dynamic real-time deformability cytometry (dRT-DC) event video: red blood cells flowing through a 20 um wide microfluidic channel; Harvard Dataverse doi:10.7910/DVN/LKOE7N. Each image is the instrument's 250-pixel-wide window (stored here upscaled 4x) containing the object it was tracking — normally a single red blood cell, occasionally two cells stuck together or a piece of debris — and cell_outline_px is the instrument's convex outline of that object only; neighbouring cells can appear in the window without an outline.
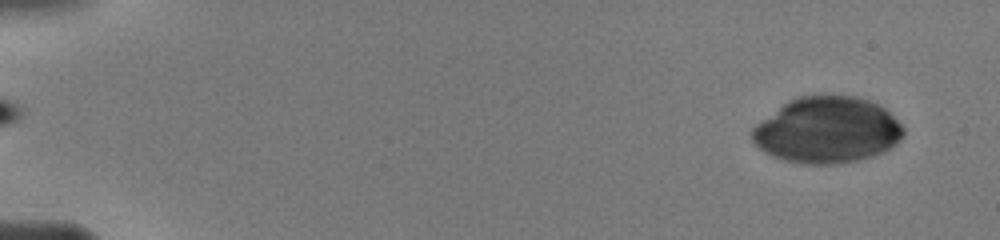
{"species": "human", "species_latin": "Homo sapiens", "temperature_condition": "warm", "stored_images_in_passage": 67, "camera_frame_rate_fps": 3000, "um_per_image_px": 0.085, "donor": {"sex": "male"}, "frame": {"image": 1, "passage_image": 8, "time_ms": 1.0, "image_size_px": [1000, 240], "cell_outline_px": [[904, 136], [896, 144], [884, 152], [860, 160], [840, 164], [800, 164], [784, 160], [772, 156], [764, 152], [752, 140], [752, 128], [788, 100], [800, 96], [852, 96], [868, 100], [884, 108], [904, 128]], "centroid_in_image_um": [70.31, 11.09], "position_along_channel_um": 14.7, "area_um2": 58.15}}